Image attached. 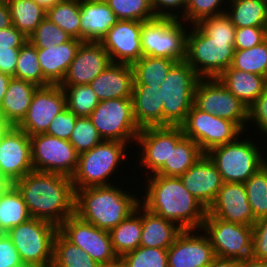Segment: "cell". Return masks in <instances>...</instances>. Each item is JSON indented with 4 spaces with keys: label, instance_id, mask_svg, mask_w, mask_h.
Instances as JSON below:
<instances>
[{
    "label": "cell",
    "instance_id": "1",
    "mask_svg": "<svg viewBox=\"0 0 267 267\" xmlns=\"http://www.w3.org/2000/svg\"><path fill=\"white\" fill-rule=\"evenodd\" d=\"M188 30L185 61L200 78H217L232 64L236 27L222 14L203 18Z\"/></svg>",
    "mask_w": 267,
    "mask_h": 267
},
{
    "label": "cell",
    "instance_id": "2",
    "mask_svg": "<svg viewBox=\"0 0 267 267\" xmlns=\"http://www.w3.org/2000/svg\"><path fill=\"white\" fill-rule=\"evenodd\" d=\"M13 185L21 193L31 218L59 227L74 214L75 191L68 176L33 170Z\"/></svg>",
    "mask_w": 267,
    "mask_h": 267
},
{
    "label": "cell",
    "instance_id": "3",
    "mask_svg": "<svg viewBox=\"0 0 267 267\" xmlns=\"http://www.w3.org/2000/svg\"><path fill=\"white\" fill-rule=\"evenodd\" d=\"M147 177V178H146ZM145 177L140 203L182 230L202 229L207 209L183 185L180 177L152 174ZM143 200V201H142Z\"/></svg>",
    "mask_w": 267,
    "mask_h": 267
},
{
    "label": "cell",
    "instance_id": "4",
    "mask_svg": "<svg viewBox=\"0 0 267 267\" xmlns=\"http://www.w3.org/2000/svg\"><path fill=\"white\" fill-rule=\"evenodd\" d=\"M140 199L115 184L75 190L74 214L106 231L135 211Z\"/></svg>",
    "mask_w": 267,
    "mask_h": 267
},
{
    "label": "cell",
    "instance_id": "5",
    "mask_svg": "<svg viewBox=\"0 0 267 267\" xmlns=\"http://www.w3.org/2000/svg\"><path fill=\"white\" fill-rule=\"evenodd\" d=\"M128 145V146H127ZM128 143L115 140H103L91 150L80 153L78 166L71 177L73 189L81 190L88 187L112 185L116 169L126 158Z\"/></svg>",
    "mask_w": 267,
    "mask_h": 267
},
{
    "label": "cell",
    "instance_id": "6",
    "mask_svg": "<svg viewBox=\"0 0 267 267\" xmlns=\"http://www.w3.org/2000/svg\"><path fill=\"white\" fill-rule=\"evenodd\" d=\"M249 139L239 136L235 141L214 147L205 153L224 182L245 183L267 162V157L262 154L257 142L253 138Z\"/></svg>",
    "mask_w": 267,
    "mask_h": 267
},
{
    "label": "cell",
    "instance_id": "7",
    "mask_svg": "<svg viewBox=\"0 0 267 267\" xmlns=\"http://www.w3.org/2000/svg\"><path fill=\"white\" fill-rule=\"evenodd\" d=\"M200 77L186 62H177L166 75L159 93L163 102V126H180L193 106Z\"/></svg>",
    "mask_w": 267,
    "mask_h": 267
},
{
    "label": "cell",
    "instance_id": "8",
    "mask_svg": "<svg viewBox=\"0 0 267 267\" xmlns=\"http://www.w3.org/2000/svg\"><path fill=\"white\" fill-rule=\"evenodd\" d=\"M183 22L172 17H156L142 22V56L167 58L176 62L185 61L186 36L190 24L186 26Z\"/></svg>",
    "mask_w": 267,
    "mask_h": 267
},
{
    "label": "cell",
    "instance_id": "9",
    "mask_svg": "<svg viewBox=\"0 0 267 267\" xmlns=\"http://www.w3.org/2000/svg\"><path fill=\"white\" fill-rule=\"evenodd\" d=\"M58 226L43 220L30 218L7 232L24 265L52 267L54 238Z\"/></svg>",
    "mask_w": 267,
    "mask_h": 267
},
{
    "label": "cell",
    "instance_id": "10",
    "mask_svg": "<svg viewBox=\"0 0 267 267\" xmlns=\"http://www.w3.org/2000/svg\"><path fill=\"white\" fill-rule=\"evenodd\" d=\"M89 118L103 140L136 143L140 128L133 117L132 98L100 101Z\"/></svg>",
    "mask_w": 267,
    "mask_h": 267
},
{
    "label": "cell",
    "instance_id": "11",
    "mask_svg": "<svg viewBox=\"0 0 267 267\" xmlns=\"http://www.w3.org/2000/svg\"><path fill=\"white\" fill-rule=\"evenodd\" d=\"M193 105L212 115L234 122L244 133L248 124V108L218 78H200ZM246 127V128H245Z\"/></svg>",
    "mask_w": 267,
    "mask_h": 267
},
{
    "label": "cell",
    "instance_id": "12",
    "mask_svg": "<svg viewBox=\"0 0 267 267\" xmlns=\"http://www.w3.org/2000/svg\"><path fill=\"white\" fill-rule=\"evenodd\" d=\"M185 137L196 142L205 154L214 147L235 141L244 132L232 121L190 108L180 125Z\"/></svg>",
    "mask_w": 267,
    "mask_h": 267
},
{
    "label": "cell",
    "instance_id": "13",
    "mask_svg": "<svg viewBox=\"0 0 267 267\" xmlns=\"http://www.w3.org/2000/svg\"><path fill=\"white\" fill-rule=\"evenodd\" d=\"M58 231L102 267L119 263V258L113 250L109 231L99 229L76 214L69 216L58 227Z\"/></svg>",
    "mask_w": 267,
    "mask_h": 267
},
{
    "label": "cell",
    "instance_id": "14",
    "mask_svg": "<svg viewBox=\"0 0 267 267\" xmlns=\"http://www.w3.org/2000/svg\"><path fill=\"white\" fill-rule=\"evenodd\" d=\"M31 162L35 171L62 174L72 177L78 166L73 145L47 133L30 136Z\"/></svg>",
    "mask_w": 267,
    "mask_h": 267
},
{
    "label": "cell",
    "instance_id": "15",
    "mask_svg": "<svg viewBox=\"0 0 267 267\" xmlns=\"http://www.w3.org/2000/svg\"><path fill=\"white\" fill-rule=\"evenodd\" d=\"M202 230L210 239L216 257L239 261L251 258L252 226L205 217Z\"/></svg>",
    "mask_w": 267,
    "mask_h": 267
},
{
    "label": "cell",
    "instance_id": "16",
    "mask_svg": "<svg viewBox=\"0 0 267 267\" xmlns=\"http://www.w3.org/2000/svg\"><path fill=\"white\" fill-rule=\"evenodd\" d=\"M33 170L30 136L17 126H8L0 138V176L14 184Z\"/></svg>",
    "mask_w": 267,
    "mask_h": 267
},
{
    "label": "cell",
    "instance_id": "17",
    "mask_svg": "<svg viewBox=\"0 0 267 267\" xmlns=\"http://www.w3.org/2000/svg\"><path fill=\"white\" fill-rule=\"evenodd\" d=\"M66 108V97L60 85L38 87L25 117L17 125L29 136L44 134L54 117Z\"/></svg>",
    "mask_w": 267,
    "mask_h": 267
},
{
    "label": "cell",
    "instance_id": "18",
    "mask_svg": "<svg viewBox=\"0 0 267 267\" xmlns=\"http://www.w3.org/2000/svg\"><path fill=\"white\" fill-rule=\"evenodd\" d=\"M167 254L168 267H208L216 258L211 241L202 229L182 230Z\"/></svg>",
    "mask_w": 267,
    "mask_h": 267
},
{
    "label": "cell",
    "instance_id": "19",
    "mask_svg": "<svg viewBox=\"0 0 267 267\" xmlns=\"http://www.w3.org/2000/svg\"><path fill=\"white\" fill-rule=\"evenodd\" d=\"M142 22L118 20L100 43L112 62L133 65L142 57L140 34Z\"/></svg>",
    "mask_w": 267,
    "mask_h": 267
},
{
    "label": "cell",
    "instance_id": "20",
    "mask_svg": "<svg viewBox=\"0 0 267 267\" xmlns=\"http://www.w3.org/2000/svg\"><path fill=\"white\" fill-rule=\"evenodd\" d=\"M206 217L253 226L256 219L248 202L244 183L224 182L214 201L207 208Z\"/></svg>",
    "mask_w": 267,
    "mask_h": 267
},
{
    "label": "cell",
    "instance_id": "21",
    "mask_svg": "<svg viewBox=\"0 0 267 267\" xmlns=\"http://www.w3.org/2000/svg\"><path fill=\"white\" fill-rule=\"evenodd\" d=\"M112 63L100 42L83 41L60 86L87 85Z\"/></svg>",
    "mask_w": 267,
    "mask_h": 267
},
{
    "label": "cell",
    "instance_id": "22",
    "mask_svg": "<svg viewBox=\"0 0 267 267\" xmlns=\"http://www.w3.org/2000/svg\"><path fill=\"white\" fill-rule=\"evenodd\" d=\"M180 179L184 187L207 209L214 201L224 181L206 154L191 166Z\"/></svg>",
    "mask_w": 267,
    "mask_h": 267
},
{
    "label": "cell",
    "instance_id": "23",
    "mask_svg": "<svg viewBox=\"0 0 267 267\" xmlns=\"http://www.w3.org/2000/svg\"><path fill=\"white\" fill-rule=\"evenodd\" d=\"M136 147L139 146L137 162L140 169H147L149 175L155 174L166 161L170 154V126L141 128L136 139ZM141 152V153H140Z\"/></svg>",
    "mask_w": 267,
    "mask_h": 267
},
{
    "label": "cell",
    "instance_id": "24",
    "mask_svg": "<svg viewBox=\"0 0 267 267\" xmlns=\"http://www.w3.org/2000/svg\"><path fill=\"white\" fill-rule=\"evenodd\" d=\"M204 153L191 138L185 137L180 126H170L169 161L155 173L169 177L182 176Z\"/></svg>",
    "mask_w": 267,
    "mask_h": 267
},
{
    "label": "cell",
    "instance_id": "25",
    "mask_svg": "<svg viewBox=\"0 0 267 267\" xmlns=\"http://www.w3.org/2000/svg\"><path fill=\"white\" fill-rule=\"evenodd\" d=\"M82 42V40L72 38L58 46L37 49L39 65L43 72V87L62 83Z\"/></svg>",
    "mask_w": 267,
    "mask_h": 267
},
{
    "label": "cell",
    "instance_id": "26",
    "mask_svg": "<svg viewBox=\"0 0 267 267\" xmlns=\"http://www.w3.org/2000/svg\"><path fill=\"white\" fill-rule=\"evenodd\" d=\"M100 101L131 98L134 87L132 65L112 62L90 84Z\"/></svg>",
    "mask_w": 267,
    "mask_h": 267
},
{
    "label": "cell",
    "instance_id": "27",
    "mask_svg": "<svg viewBox=\"0 0 267 267\" xmlns=\"http://www.w3.org/2000/svg\"><path fill=\"white\" fill-rule=\"evenodd\" d=\"M117 22L105 0H80V40L100 42Z\"/></svg>",
    "mask_w": 267,
    "mask_h": 267
},
{
    "label": "cell",
    "instance_id": "28",
    "mask_svg": "<svg viewBox=\"0 0 267 267\" xmlns=\"http://www.w3.org/2000/svg\"><path fill=\"white\" fill-rule=\"evenodd\" d=\"M38 86L12 77L0 105V120L7 126H17L25 117Z\"/></svg>",
    "mask_w": 267,
    "mask_h": 267
},
{
    "label": "cell",
    "instance_id": "29",
    "mask_svg": "<svg viewBox=\"0 0 267 267\" xmlns=\"http://www.w3.org/2000/svg\"><path fill=\"white\" fill-rule=\"evenodd\" d=\"M160 87L134 85L132 92L133 117L138 127L163 126V102Z\"/></svg>",
    "mask_w": 267,
    "mask_h": 267
},
{
    "label": "cell",
    "instance_id": "30",
    "mask_svg": "<svg viewBox=\"0 0 267 267\" xmlns=\"http://www.w3.org/2000/svg\"><path fill=\"white\" fill-rule=\"evenodd\" d=\"M218 80L247 108L267 89V78L230 66Z\"/></svg>",
    "mask_w": 267,
    "mask_h": 267
},
{
    "label": "cell",
    "instance_id": "31",
    "mask_svg": "<svg viewBox=\"0 0 267 267\" xmlns=\"http://www.w3.org/2000/svg\"><path fill=\"white\" fill-rule=\"evenodd\" d=\"M182 231L175 223L164 219L142 205L140 246L168 249Z\"/></svg>",
    "mask_w": 267,
    "mask_h": 267
},
{
    "label": "cell",
    "instance_id": "32",
    "mask_svg": "<svg viewBox=\"0 0 267 267\" xmlns=\"http://www.w3.org/2000/svg\"><path fill=\"white\" fill-rule=\"evenodd\" d=\"M113 250L121 258L140 247L142 234V204L136 207L127 218L109 231Z\"/></svg>",
    "mask_w": 267,
    "mask_h": 267
},
{
    "label": "cell",
    "instance_id": "33",
    "mask_svg": "<svg viewBox=\"0 0 267 267\" xmlns=\"http://www.w3.org/2000/svg\"><path fill=\"white\" fill-rule=\"evenodd\" d=\"M229 3L225 14L236 28L267 27V0H229Z\"/></svg>",
    "mask_w": 267,
    "mask_h": 267
},
{
    "label": "cell",
    "instance_id": "34",
    "mask_svg": "<svg viewBox=\"0 0 267 267\" xmlns=\"http://www.w3.org/2000/svg\"><path fill=\"white\" fill-rule=\"evenodd\" d=\"M30 218L21 193L13 184H9L0 195V233H7Z\"/></svg>",
    "mask_w": 267,
    "mask_h": 267
},
{
    "label": "cell",
    "instance_id": "35",
    "mask_svg": "<svg viewBox=\"0 0 267 267\" xmlns=\"http://www.w3.org/2000/svg\"><path fill=\"white\" fill-rule=\"evenodd\" d=\"M12 25L27 38L44 20L47 10L33 0H7Z\"/></svg>",
    "mask_w": 267,
    "mask_h": 267
},
{
    "label": "cell",
    "instance_id": "36",
    "mask_svg": "<svg viewBox=\"0 0 267 267\" xmlns=\"http://www.w3.org/2000/svg\"><path fill=\"white\" fill-rule=\"evenodd\" d=\"M176 63L172 59L142 56L132 65L134 85L160 87L166 75Z\"/></svg>",
    "mask_w": 267,
    "mask_h": 267
},
{
    "label": "cell",
    "instance_id": "37",
    "mask_svg": "<svg viewBox=\"0 0 267 267\" xmlns=\"http://www.w3.org/2000/svg\"><path fill=\"white\" fill-rule=\"evenodd\" d=\"M52 267H102L84 250L68 241L59 231L54 238Z\"/></svg>",
    "mask_w": 267,
    "mask_h": 267
},
{
    "label": "cell",
    "instance_id": "38",
    "mask_svg": "<svg viewBox=\"0 0 267 267\" xmlns=\"http://www.w3.org/2000/svg\"><path fill=\"white\" fill-rule=\"evenodd\" d=\"M46 17L68 33L80 40V0H61L47 9Z\"/></svg>",
    "mask_w": 267,
    "mask_h": 267
},
{
    "label": "cell",
    "instance_id": "39",
    "mask_svg": "<svg viewBox=\"0 0 267 267\" xmlns=\"http://www.w3.org/2000/svg\"><path fill=\"white\" fill-rule=\"evenodd\" d=\"M61 87L66 97V108L78 117H89L100 102L89 84Z\"/></svg>",
    "mask_w": 267,
    "mask_h": 267
},
{
    "label": "cell",
    "instance_id": "40",
    "mask_svg": "<svg viewBox=\"0 0 267 267\" xmlns=\"http://www.w3.org/2000/svg\"><path fill=\"white\" fill-rule=\"evenodd\" d=\"M248 202L254 218L267 216V162L245 183Z\"/></svg>",
    "mask_w": 267,
    "mask_h": 267
},
{
    "label": "cell",
    "instance_id": "41",
    "mask_svg": "<svg viewBox=\"0 0 267 267\" xmlns=\"http://www.w3.org/2000/svg\"><path fill=\"white\" fill-rule=\"evenodd\" d=\"M231 66L267 78V40L251 49L235 50Z\"/></svg>",
    "mask_w": 267,
    "mask_h": 267
},
{
    "label": "cell",
    "instance_id": "42",
    "mask_svg": "<svg viewBox=\"0 0 267 267\" xmlns=\"http://www.w3.org/2000/svg\"><path fill=\"white\" fill-rule=\"evenodd\" d=\"M13 77L43 87V72L39 65L37 48L29 40L20 48Z\"/></svg>",
    "mask_w": 267,
    "mask_h": 267
},
{
    "label": "cell",
    "instance_id": "43",
    "mask_svg": "<svg viewBox=\"0 0 267 267\" xmlns=\"http://www.w3.org/2000/svg\"><path fill=\"white\" fill-rule=\"evenodd\" d=\"M118 20L145 22L156 18L152 0H105Z\"/></svg>",
    "mask_w": 267,
    "mask_h": 267
},
{
    "label": "cell",
    "instance_id": "44",
    "mask_svg": "<svg viewBox=\"0 0 267 267\" xmlns=\"http://www.w3.org/2000/svg\"><path fill=\"white\" fill-rule=\"evenodd\" d=\"M123 267H168L167 249L140 246L119 258Z\"/></svg>",
    "mask_w": 267,
    "mask_h": 267
},
{
    "label": "cell",
    "instance_id": "45",
    "mask_svg": "<svg viewBox=\"0 0 267 267\" xmlns=\"http://www.w3.org/2000/svg\"><path fill=\"white\" fill-rule=\"evenodd\" d=\"M72 37L58 25L45 17L35 31L28 37V40L37 48H50L70 41Z\"/></svg>",
    "mask_w": 267,
    "mask_h": 267
},
{
    "label": "cell",
    "instance_id": "46",
    "mask_svg": "<svg viewBox=\"0 0 267 267\" xmlns=\"http://www.w3.org/2000/svg\"><path fill=\"white\" fill-rule=\"evenodd\" d=\"M103 139L89 117H77L69 138L78 154L91 150Z\"/></svg>",
    "mask_w": 267,
    "mask_h": 267
},
{
    "label": "cell",
    "instance_id": "47",
    "mask_svg": "<svg viewBox=\"0 0 267 267\" xmlns=\"http://www.w3.org/2000/svg\"><path fill=\"white\" fill-rule=\"evenodd\" d=\"M229 0H186V9L182 18L187 24H197L207 17L218 16L226 13L225 4L229 5ZM223 2L224 5H223ZM223 5V7H222ZM222 7V8H221ZM189 22V23H188Z\"/></svg>",
    "mask_w": 267,
    "mask_h": 267
},
{
    "label": "cell",
    "instance_id": "48",
    "mask_svg": "<svg viewBox=\"0 0 267 267\" xmlns=\"http://www.w3.org/2000/svg\"><path fill=\"white\" fill-rule=\"evenodd\" d=\"M77 117L78 116L74 112L65 108L54 117L46 133L59 139L69 141L71 133L75 127Z\"/></svg>",
    "mask_w": 267,
    "mask_h": 267
},
{
    "label": "cell",
    "instance_id": "49",
    "mask_svg": "<svg viewBox=\"0 0 267 267\" xmlns=\"http://www.w3.org/2000/svg\"><path fill=\"white\" fill-rule=\"evenodd\" d=\"M267 27H242L236 28L234 47L235 50L251 49L266 40Z\"/></svg>",
    "mask_w": 267,
    "mask_h": 267
},
{
    "label": "cell",
    "instance_id": "50",
    "mask_svg": "<svg viewBox=\"0 0 267 267\" xmlns=\"http://www.w3.org/2000/svg\"><path fill=\"white\" fill-rule=\"evenodd\" d=\"M252 227L251 258L267 261V216L257 219Z\"/></svg>",
    "mask_w": 267,
    "mask_h": 267
},
{
    "label": "cell",
    "instance_id": "51",
    "mask_svg": "<svg viewBox=\"0 0 267 267\" xmlns=\"http://www.w3.org/2000/svg\"><path fill=\"white\" fill-rule=\"evenodd\" d=\"M249 122L255 123L264 138L267 136V89L248 107Z\"/></svg>",
    "mask_w": 267,
    "mask_h": 267
},
{
    "label": "cell",
    "instance_id": "52",
    "mask_svg": "<svg viewBox=\"0 0 267 267\" xmlns=\"http://www.w3.org/2000/svg\"><path fill=\"white\" fill-rule=\"evenodd\" d=\"M20 255L7 233H0V267H21Z\"/></svg>",
    "mask_w": 267,
    "mask_h": 267
},
{
    "label": "cell",
    "instance_id": "53",
    "mask_svg": "<svg viewBox=\"0 0 267 267\" xmlns=\"http://www.w3.org/2000/svg\"><path fill=\"white\" fill-rule=\"evenodd\" d=\"M152 8L156 17H172L179 19L184 15L186 0H152ZM179 13L181 14L180 16Z\"/></svg>",
    "mask_w": 267,
    "mask_h": 267
},
{
    "label": "cell",
    "instance_id": "54",
    "mask_svg": "<svg viewBox=\"0 0 267 267\" xmlns=\"http://www.w3.org/2000/svg\"><path fill=\"white\" fill-rule=\"evenodd\" d=\"M28 38L13 25L0 29V48L20 49Z\"/></svg>",
    "mask_w": 267,
    "mask_h": 267
},
{
    "label": "cell",
    "instance_id": "55",
    "mask_svg": "<svg viewBox=\"0 0 267 267\" xmlns=\"http://www.w3.org/2000/svg\"><path fill=\"white\" fill-rule=\"evenodd\" d=\"M20 49L0 48V72L15 75Z\"/></svg>",
    "mask_w": 267,
    "mask_h": 267
},
{
    "label": "cell",
    "instance_id": "56",
    "mask_svg": "<svg viewBox=\"0 0 267 267\" xmlns=\"http://www.w3.org/2000/svg\"><path fill=\"white\" fill-rule=\"evenodd\" d=\"M10 26H12V18L7 1L0 2V29H5Z\"/></svg>",
    "mask_w": 267,
    "mask_h": 267
},
{
    "label": "cell",
    "instance_id": "57",
    "mask_svg": "<svg viewBox=\"0 0 267 267\" xmlns=\"http://www.w3.org/2000/svg\"><path fill=\"white\" fill-rule=\"evenodd\" d=\"M208 267H239V260L216 257Z\"/></svg>",
    "mask_w": 267,
    "mask_h": 267
},
{
    "label": "cell",
    "instance_id": "58",
    "mask_svg": "<svg viewBox=\"0 0 267 267\" xmlns=\"http://www.w3.org/2000/svg\"><path fill=\"white\" fill-rule=\"evenodd\" d=\"M12 76L0 72V105L2 104L3 98L6 94L9 82L11 81Z\"/></svg>",
    "mask_w": 267,
    "mask_h": 267
},
{
    "label": "cell",
    "instance_id": "59",
    "mask_svg": "<svg viewBox=\"0 0 267 267\" xmlns=\"http://www.w3.org/2000/svg\"><path fill=\"white\" fill-rule=\"evenodd\" d=\"M239 267H267V261L247 258L239 261Z\"/></svg>",
    "mask_w": 267,
    "mask_h": 267
},
{
    "label": "cell",
    "instance_id": "60",
    "mask_svg": "<svg viewBox=\"0 0 267 267\" xmlns=\"http://www.w3.org/2000/svg\"><path fill=\"white\" fill-rule=\"evenodd\" d=\"M37 4L43 6L46 10L52 6H54L58 1L61 0H33Z\"/></svg>",
    "mask_w": 267,
    "mask_h": 267
},
{
    "label": "cell",
    "instance_id": "61",
    "mask_svg": "<svg viewBox=\"0 0 267 267\" xmlns=\"http://www.w3.org/2000/svg\"><path fill=\"white\" fill-rule=\"evenodd\" d=\"M9 184L0 176V195Z\"/></svg>",
    "mask_w": 267,
    "mask_h": 267
},
{
    "label": "cell",
    "instance_id": "62",
    "mask_svg": "<svg viewBox=\"0 0 267 267\" xmlns=\"http://www.w3.org/2000/svg\"><path fill=\"white\" fill-rule=\"evenodd\" d=\"M8 126L7 125H5V124H3L2 122H1V120H0V128H7Z\"/></svg>",
    "mask_w": 267,
    "mask_h": 267
},
{
    "label": "cell",
    "instance_id": "63",
    "mask_svg": "<svg viewBox=\"0 0 267 267\" xmlns=\"http://www.w3.org/2000/svg\"><path fill=\"white\" fill-rule=\"evenodd\" d=\"M6 128H0V138H1V134L3 133V131L5 130Z\"/></svg>",
    "mask_w": 267,
    "mask_h": 267
},
{
    "label": "cell",
    "instance_id": "64",
    "mask_svg": "<svg viewBox=\"0 0 267 267\" xmlns=\"http://www.w3.org/2000/svg\"><path fill=\"white\" fill-rule=\"evenodd\" d=\"M109 267H119V263L115 264L114 266H109Z\"/></svg>",
    "mask_w": 267,
    "mask_h": 267
},
{
    "label": "cell",
    "instance_id": "65",
    "mask_svg": "<svg viewBox=\"0 0 267 267\" xmlns=\"http://www.w3.org/2000/svg\"><path fill=\"white\" fill-rule=\"evenodd\" d=\"M21 267H33V266H29V265H23V266H21Z\"/></svg>",
    "mask_w": 267,
    "mask_h": 267
}]
</instances>
